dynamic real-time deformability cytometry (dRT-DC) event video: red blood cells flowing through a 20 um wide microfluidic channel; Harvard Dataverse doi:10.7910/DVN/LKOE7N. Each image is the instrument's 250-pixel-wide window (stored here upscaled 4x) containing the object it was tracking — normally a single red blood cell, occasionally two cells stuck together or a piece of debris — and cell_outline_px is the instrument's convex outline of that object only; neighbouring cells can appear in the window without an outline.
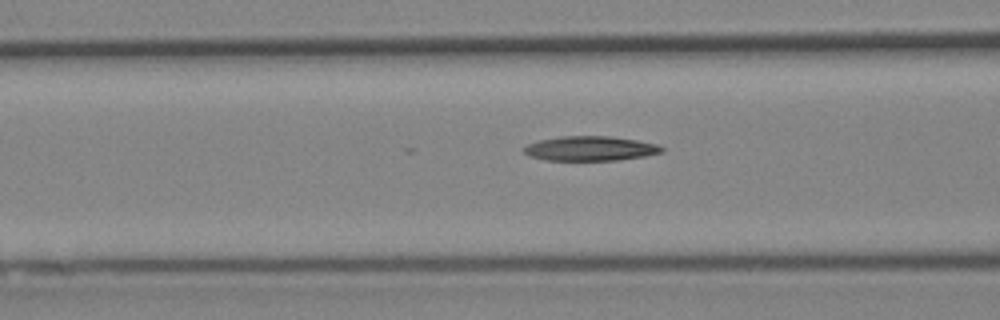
{"species": "Egyptian fruit bat (a non-hibernating species)", "species_latin": "Rousettus aegyptiacus", "temperature_condition": "cold", "stored_images_in_passage": 16, "camera_frame_rate_fps": 3000, "um_per_image_px": 0.085, "animal": {"sex": "female"}, "frame": {"image": 1, "passage_image": 13, "time_ms": 4.0, "image_size_px": [1000, 320], "cell_outline_px": [[664, 152], [644, 156], [620, 160], [544, 160], [528, 156], [524, 152], [524, 148], [528, 144], [540, 140], [560, 136], [608, 136], [636, 140], [656, 144], [664, 148]], "centroid_in_image_um": [50.17, 12.62], "position_along_channel_um": 116.4, "area_um2": 19.71}}
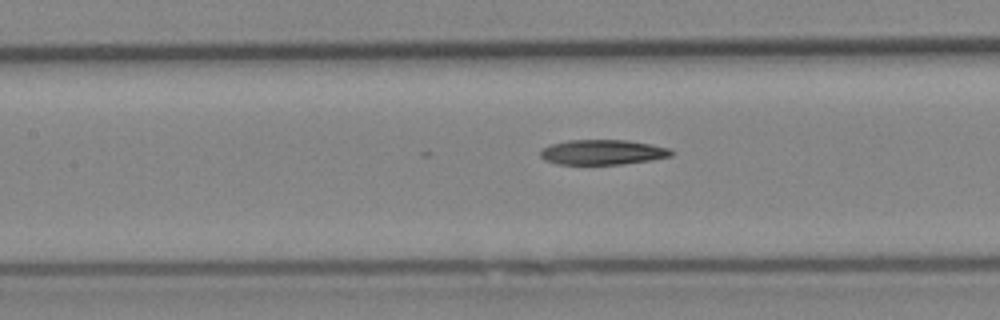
{"frame": {"image": 2, "passage_image": 16, "time_ms": 5.0, "image_size_px": [1000, 320], "cell_outline_px": [[676, 152], [672, 156], [652, 160], [624, 164], [556, 164], [544, 160], [540, 156], [540, 152], [544, 148], [552, 144], [568, 140], [628, 140], [652, 144], [672, 148]], "centroid_in_image_um": [51.3, 12.94], "position_along_channel_um": 156.1, "area_um2": 19.31}}